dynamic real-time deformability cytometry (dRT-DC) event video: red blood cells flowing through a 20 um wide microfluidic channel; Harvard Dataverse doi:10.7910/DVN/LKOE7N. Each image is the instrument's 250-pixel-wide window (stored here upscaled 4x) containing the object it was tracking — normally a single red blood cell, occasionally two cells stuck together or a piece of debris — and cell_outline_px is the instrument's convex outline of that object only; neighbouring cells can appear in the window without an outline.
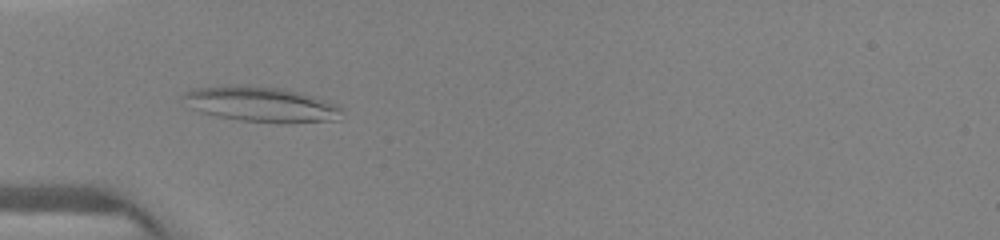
{"species": "human", "species_latin": "Homo sapiens", "temperature_condition": "warm", "stored_images_in_passage": 89, "camera_frame_rate_fps": 3000, "um_per_image_px": 0.085, "donor": {"sex": "female"}, "frame": {"image": 1, "passage_image": 33, "time_ms": 5.0, "image_size_px": [1000, 240], "cell_outline_px": [[340, 120], [284, 124], [280, 124], [240, 120], [216, 116], [200, 112], [188, 108], [180, 96], [184, 92], [192, 88], [284, 88], [316, 96], [336, 104], [340, 108]], "centroid_in_image_um": [22.23, 8.93], "position_along_channel_um": 62.8, "area_um2": 32.08}}
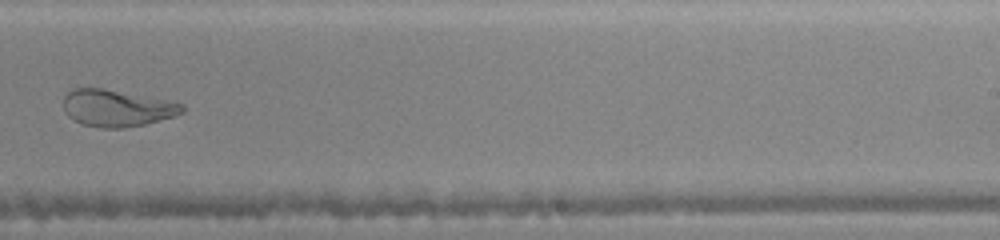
{"frame": {"image": 2, "passage_image": 58, "time_ms": 10.0, "image_size_px": [1000, 240], "cell_outline_px": [[184, 112], [176, 116], [144, 124], [124, 128], [100, 128], [84, 124], [68, 116], [64, 112], [64, 96], [72, 88], [100, 88], [184, 104]], "centroid_in_image_um": [9.91, 9.2], "position_along_channel_um": 279.1, "area_um2": 25.09}}
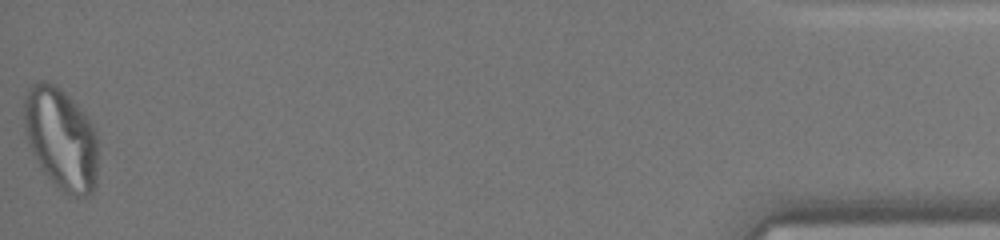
{"frame": {"image": 3, "passage_image": 88, "time_ms": 15.333, "image_size_px": [1000, 240], "cell_outline_px": [[96, 184], [92, 192], [88, 196], [76, 196], [64, 192], [40, 168], [28, 144], [24, 128], [24, 96], [28, 88], [36, 80], [44, 80], [60, 88], [76, 104], [92, 124], [96, 132]], "centroid_in_image_um": [5.16, 11.76], "position_along_channel_um": 430.0, "area_um2": 43.7}}